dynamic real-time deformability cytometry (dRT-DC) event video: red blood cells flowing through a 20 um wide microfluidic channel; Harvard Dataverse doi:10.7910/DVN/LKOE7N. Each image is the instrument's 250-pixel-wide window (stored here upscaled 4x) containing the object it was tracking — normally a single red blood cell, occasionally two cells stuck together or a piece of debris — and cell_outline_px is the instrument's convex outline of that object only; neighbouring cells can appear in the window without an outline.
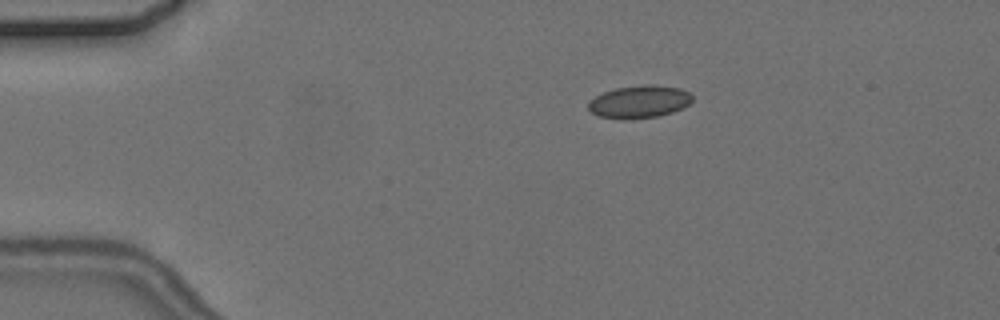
{"species": "common noctule bat (a hibernating species)", "species_latin": "Nyctalus noctula", "temperature_condition": "cold", "stored_images_in_passage": 5, "camera_frame_rate_fps": 3000, "um_per_image_px": 0.085, "animal": {"sex": "female", "body_mass_g": 24.6, "forearm_length_mm": 56.2}, "frame": {"image": 1, "passage_image": 2, "time_ms": 1.333, "image_size_px": [1000, 320], "cell_outline_px": [[692, 100], [684, 108], [672, 112], [656, 116], [620, 120], [600, 116], [592, 112], [588, 108], [588, 100], [604, 92], [616, 88], [644, 84], [652, 84], [680, 88], [688, 92], [692, 96]], "centroid_in_image_um": [54.33, 8.64], "position_along_channel_um": 30.7, "area_um2": 19.77}}
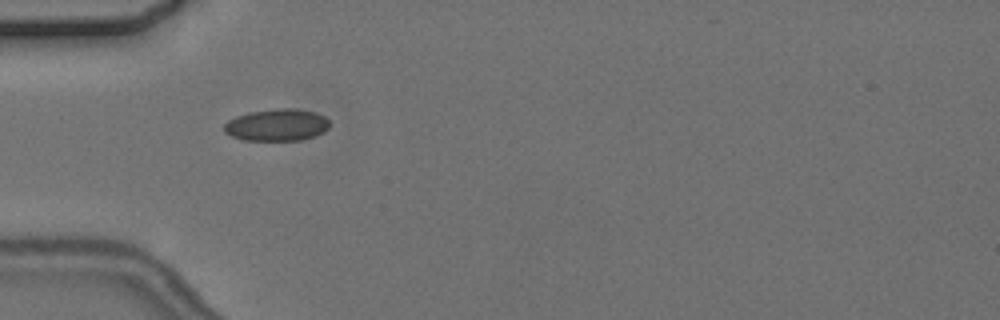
{"frame": {"image": 2, "passage_image": 4, "time_ms": 3.667, "image_size_px": [1000, 320], "cell_outline_px": [[332, 124], [324, 132], [316, 136], [300, 140], [244, 140], [232, 136], [224, 132], [224, 124], [228, 120], [236, 116], [248, 112], [280, 108], [296, 108], [316, 112], [324, 116]], "centroid_in_image_um": [23.56, 10.61], "position_along_channel_um": 61.4, "area_um2": 19.88}}
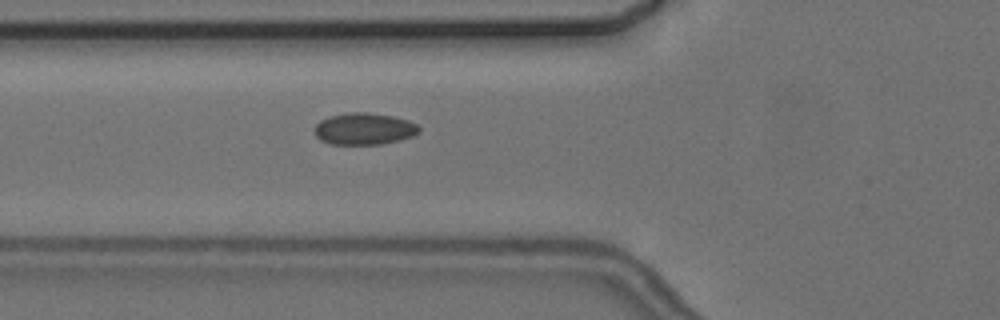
{"frame": {"image": 3, "passage_image": 5, "time_ms": 4.667, "image_size_px": [1000, 320], "cell_outline_px": [[420, 132], [412, 136], [400, 140], [380, 144], [332, 144], [320, 140], [316, 136], [316, 124], [320, 120], [328, 116], [348, 112], [368, 112], [392, 116], [408, 120], [416, 124], [420, 128]], "centroid_in_image_um": [30.96, 10.94], "position_along_channel_um": 94.8, "area_um2": 19.36}}